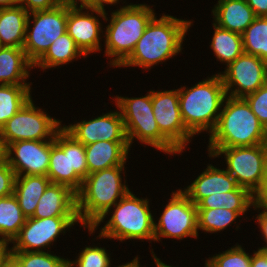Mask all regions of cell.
<instances>
[{
	"instance_id": "cell-1",
	"label": "cell",
	"mask_w": 267,
	"mask_h": 267,
	"mask_svg": "<svg viewBox=\"0 0 267 267\" xmlns=\"http://www.w3.org/2000/svg\"><path fill=\"white\" fill-rule=\"evenodd\" d=\"M155 15L138 40L131 55L119 66L150 70L182 52V44L192 21L162 14Z\"/></svg>"
},
{
	"instance_id": "cell-2",
	"label": "cell",
	"mask_w": 267,
	"mask_h": 267,
	"mask_svg": "<svg viewBox=\"0 0 267 267\" xmlns=\"http://www.w3.org/2000/svg\"><path fill=\"white\" fill-rule=\"evenodd\" d=\"M125 165L92 172L83 180L76 193V210L80 226L92 228L108 210L130 190L125 176Z\"/></svg>"
},
{
	"instance_id": "cell-3",
	"label": "cell",
	"mask_w": 267,
	"mask_h": 267,
	"mask_svg": "<svg viewBox=\"0 0 267 267\" xmlns=\"http://www.w3.org/2000/svg\"><path fill=\"white\" fill-rule=\"evenodd\" d=\"M208 148L244 147L267 144V130L244 98L226 96Z\"/></svg>"
},
{
	"instance_id": "cell-4",
	"label": "cell",
	"mask_w": 267,
	"mask_h": 267,
	"mask_svg": "<svg viewBox=\"0 0 267 267\" xmlns=\"http://www.w3.org/2000/svg\"><path fill=\"white\" fill-rule=\"evenodd\" d=\"M111 210L92 227L88 229L89 234L95 233L101 222L112 213L105 225L101 227L98 239H115L120 242L126 240H150L154 241V217L150 211L148 198H138L129 191L122 197ZM107 215V216H106Z\"/></svg>"
},
{
	"instance_id": "cell-5",
	"label": "cell",
	"mask_w": 267,
	"mask_h": 267,
	"mask_svg": "<svg viewBox=\"0 0 267 267\" xmlns=\"http://www.w3.org/2000/svg\"><path fill=\"white\" fill-rule=\"evenodd\" d=\"M179 108L185 127L195 136L214 130L227 96L219 73L188 88H178Z\"/></svg>"
},
{
	"instance_id": "cell-6",
	"label": "cell",
	"mask_w": 267,
	"mask_h": 267,
	"mask_svg": "<svg viewBox=\"0 0 267 267\" xmlns=\"http://www.w3.org/2000/svg\"><path fill=\"white\" fill-rule=\"evenodd\" d=\"M117 10V11H116ZM105 15L104 21H110L104 32L105 56L113 58L110 67H119L132 53L136 43L156 15L150 5L127 4Z\"/></svg>"
},
{
	"instance_id": "cell-7",
	"label": "cell",
	"mask_w": 267,
	"mask_h": 267,
	"mask_svg": "<svg viewBox=\"0 0 267 267\" xmlns=\"http://www.w3.org/2000/svg\"><path fill=\"white\" fill-rule=\"evenodd\" d=\"M124 121L128 143L131 147L135 139L165 154L182 153L160 132L152 108V90L142 97L114 98Z\"/></svg>"
},
{
	"instance_id": "cell-8",
	"label": "cell",
	"mask_w": 267,
	"mask_h": 267,
	"mask_svg": "<svg viewBox=\"0 0 267 267\" xmlns=\"http://www.w3.org/2000/svg\"><path fill=\"white\" fill-rule=\"evenodd\" d=\"M88 176L85 147L61 128L51 140L47 177L77 193Z\"/></svg>"
},
{
	"instance_id": "cell-9",
	"label": "cell",
	"mask_w": 267,
	"mask_h": 267,
	"mask_svg": "<svg viewBox=\"0 0 267 267\" xmlns=\"http://www.w3.org/2000/svg\"><path fill=\"white\" fill-rule=\"evenodd\" d=\"M211 158L224 155L225 170L236 180L239 187L247 189L260 199L265 177L267 144L244 147L207 148Z\"/></svg>"
},
{
	"instance_id": "cell-10",
	"label": "cell",
	"mask_w": 267,
	"mask_h": 267,
	"mask_svg": "<svg viewBox=\"0 0 267 267\" xmlns=\"http://www.w3.org/2000/svg\"><path fill=\"white\" fill-rule=\"evenodd\" d=\"M62 121L55 119L34 105L32 97L0 129L7 147L12 142L23 140H54L62 128Z\"/></svg>"
},
{
	"instance_id": "cell-11",
	"label": "cell",
	"mask_w": 267,
	"mask_h": 267,
	"mask_svg": "<svg viewBox=\"0 0 267 267\" xmlns=\"http://www.w3.org/2000/svg\"><path fill=\"white\" fill-rule=\"evenodd\" d=\"M31 19L33 21H31ZM31 24H33V26ZM66 27L67 4H63L51 10L29 13L26 24L25 43L23 46V50L28 59L35 64L49 49L50 45L58 37L66 33Z\"/></svg>"
},
{
	"instance_id": "cell-12",
	"label": "cell",
	"mask_w": 267,
	"mask_h": 267,
	"mask_svg": "<svg viewBox=\"0 0 267 267\" xmlns=\"http://www.w3.org/2000/svg\"><path fill=\"white\" fill-rule=\"evenodd\" d=\"M170 200L164 206L158 223L154 221V242L161 238H175L183 240L188 237L197 239L198 221L197 205L178 189L172 192Z\"/></svg>"
},
{
	"instance_id": "cell-13",
	"label": "cell",
	"mask_w": 267,
	"mask_h": 267,
	"mask_svg": "<svg viewBox=\"0 0 267 267\" xmlns=\"http://www.w3.org/2000/svg\"><path fill=\"white\" fill-rule=\"evenodd\" d=\"M78 223V217H28L11 242V251L45 252L46 248L50 249L57 242L59 235H65L67 230L70 231L69 228Z\"/></svg>"
},
{
	"instance_id": "cell-14",
	"label": "cell",
	"mask_w": 267,
	"mask_h": 267,
	"mask_svg": "<svg viewBox=\"0 0 267 267\" xmlns=\"http://www.w3.org/2000/svg\"><path fill=\"white\" fill-rule=\"evenodd\" d=\"M225 68L219 75L227 96L244 98L267 82V62L258 56L243 52Z\"/></svg>"
},
{
	"instance_id": "cell-15",
	"label": "cell",
	"mask_w": 267,
	"mask_h": 267,
	"mask_svg": "<svg viewBox=\"0 0 267 267\" xmlns=\"http://www.w3.org/2000/svg\"><path fill=\"white\" fill-rule=\"evenodd\" d=\"M152 108L160 132L183 153L194 135L182 120L178 89L152 90Z\"/></svg>"
},
{
	"instance_id": "cell-16",
	"label": "cell",
	"mask_w": 267,
	"mask_h": 267,
	"mask_svg": "<svg viewBox=\"0 0 267 267\" xmlns=\"http://www.w3.org/2000/svg\"><path fill=\"white\" fill-rule=\"evenodd\" d=\"M105 15L106 9L102 7L67 4L66 32L86 56L102 51L101 38L104 37L102 36L104 29L101 27L99 17L103 20Z\"/></svg>"
},
{
	"instance_id": "cell-17",
	"label": "cell",
	"mask_w": 267,
	"mask_h": 267,
	"mask_svg": "<svg viewBox=\"0 0 267 267\" xmlns=\"http://www.w3.org/2000/svg\"><path fill=\"white\" fill-rule=\"evenodd\" d=\"M51 140H23L6 147V161L16 176H47L50 163Z\"/></svg>"
},
{
	"instance_id": "cell-18",
	"label": "cell",
	"mask_w": 267,
	"mask_h": 267,
	"mask_svg": "<svg viewBox=\"0 0 267 267\" xmlns=\"http://www.w3.org/2000/svg\"><path fill=\"white\" fill-rule=\"evenodd\" d=\"M62 128L83 145L97 141H128L120 110L102 113L91 120H82Z\"/></svg>"
},
{
	"instance_id": "cell-19",
	"label": "cell",
	"mask_w": 267,
	"mask_h": 267,
	"mask_svg": "<svg viewBox=\"0 0 267 267\" xmlns=\"http://www.w3.org/2000/svg\"><path fill=\"white\" fill-rule=\"evenodd\" d=\"M206 167L182 190L195 205L209 195L234 191L238 187L236 180L224 168L220 169L209 163Z\"/></svg>"
},
{
	"instance_id": "cell-20",
	"label": "cell",
	"mask_w": 267,
	"mask_h": 267,
	"mask_svg": "<svg viewBox=\"0 0 267 267\" xmlns=\"http://www.w3.org/2000/svg\"><path fill=\"white\" fill-rule=\"evenodd\" d=\"M33 218L78 217L76 193L68 186L50 183L41 196Z\"/></svg>"
},
{
	"instance_id": "cell-21",
	"label": "cell",
	"mask_w": 267,
	"mask_h": 267,
	"mask_svg": "<svg viewBox=\"0 0 267 267\" xmlns=\"http://www.w3.org/2000/svg\"><path fill=\"white\" fill-rule=\"evenodd\" d=\"M84 147L88 174L125 165L131 150L128 141H97Z\"/></svg>"
},
{
	"instance_id": "cell-22",
	"label": "cell",
	"mask_w": 267,
	"mask_h": 267,
	"mask_svg": "<svg viewBox=\"0 0 267 267\" xmlns=\"http://www.w3.org/2000/svg\"><path fill=\"white\" fill-rule=\"evenodd\" d=\"M212 16L214 24L239 34L256 18L246 0H218L212 9Z\"/></svg>"
},
{
	"instance_id": "cell-23",
	"label": "cell",
	"mask_w": 267,
	"mask_h": 267,
	"mask_svg": "<svg viewBox=\"0 0 267 267\" xmlns=\"http://www.w3.org/2000/svg\"><path fill=\"white\" fill-rule=\"evenodd\" d=\"M33 68L23 48L0 46V84H32L26 80Z\"/></svg>"
},
{
	"instance_id": "cell-24",
	"label": "cell",
	"mask_w": 267,
	"mask_h": 267,
	"mask_svg": "<svg viewBox=\"0 0 267 267\" xmlns=\"http://www.w3.org/2000/svg\"><path fill=\"white\" fill-rule=\"evenodd\" d=\"M28 15L21 5L0 8V46L23 48Z\"/></svg>"
},
{
	"instance_id": "cell-25",
	"label": "cell",
	"mask_w": 267,
	"mask_h": 267,
	"mask_svg": "<svg viewBox=\"0 0 267 267\" xmlns=\"http://www.w3.org/2000/svg\"><path fill=\"white\" fill-rule=\"evenodd\" d=\"M50 183V179L43 175L16 176L13 194L27 218L35 213L38 202Z\"/></svg>"
},
{
	"instance_id": "cell-26",
	"label": "cell",
	"mask_w": 267,
	"mask_h": 267,
	"mask_svg": "<svg viewBox=\"0 0 267 267\" xmlns=\"http://www.w3.org/2000/svg\"><path fill=\"white\" fill-rule=\"evenodd\" d=\"M81 56L87 57L66 32L50 45L45 54L34 64V69L38 67L44 72L49 68L67 65Z\"/></svg>"
},
{
	"instance_id": "cell-27",
	"label": "cell",
	"mask_w": 267,
	"mask_h": 267,
	"mask_svg": "<svg viewBox=\"0 0 267 267\" xmlns=\"http://www.w3.org/2000/svg\"><path fill=\"white\" fill-rule=\"evenodd\" d=\"M255 199L247 189L238 186L234 191L212 194L203 198L197 204V209L225 208L243 216L249 208L253 207Z\"/></svg>"
},
{
	"instance_id": "cell-28",
	"label": "cell",
	"mask_w": 267,
	"mask_h": 267,
	"mask_svg": "<svg viewBox=\"0 0 267 267\" xmlns=\"http://www.w3.org/2000/svg\"><path fill=\"white\" fill-rule=\"evenodd\" d=\"M214 34L210 44L217 61L227 66L238 58L243 51L242 35L212 24Z\"/></svg>"
},
{
	"instance_id": "cell-29",
	"label": "cell",
	"mask_w": 267,
	"mask_h": 267,
	"mask_svg": "<svg viewBox=\"0 0 267 267\" xmlns=\"http://www.w3.org/2000/svg\"><path fill=\"white\" fill-rule=\"evenodd\" d=\"M26 219L14 194L0 198V241L11 243Z\"/></svg>"
},
{
	"instance_id": "cell-30",
	"label": "cell",
	"mask_w": 267,
	"mask_h": 267,
	"mask_svg": "<svg viewBox=\"0 0 267 267\" xmlns=\"http://www.w3.org/2000/svg\"><path fill=\"white\" fill-rule=\"evenodd\" d=\"M32 84H0V129L32 97Z\"/></svg>"
},
{
	"instance_id": "cell-31",
	"label": "cell",
	"mask_w": 267,
	"mask_h": 267,
	"mask_svg": "<svg viewBox=\"0 0 267 267\" xmlns=\"http://www.w3.org/2000/svg\"><path fill=\"white\" fill-rule=\"evenodd\" d=\"M241 35L244 53L267 62V17H256Z\"/></svg>"
},
{
	"instance_id": "cell-32",
	"label": "cell",
	"mask_w": 267,
	"mask_h": 267,
	"mask_svg": "<svg viewBox=\"0 0 267 267\" xmlns=\"http://www.w3.org/2000/svg\"><path fill=\"white\" fill-rule=\"evenodd\" d=\"M240 217L237 212L225 208L197 209L198 231L220 233Z\"/></svg>"
},
{
	"instance_id": "cell-33",
	"label": "cell",
	"mask_w": 267,
	"mask_h": 267,
	"mask_svg": "<svg viewBox=\"0 0 267 267\" xmlns=\"http://www.w3.org/2000/svg\"><path fill=\"white\" fill-rule=\"evenodd\" d=\"M47 252H27V251H11V258L20 267H65L68 258L51 254L50 250Z\"/></svg>"
},
{
	"instance_id": "cell-34",
	"label": "cell",
	"mask_w": 267,
	"mask_h": 267,
	"mask_svg": "<svg viewBox=\"0 0 267 267\" xmlns=\"http://www.w3.org/2000/svg\"><path fill=\"white\" fill-rule=\"evenodd\" d=\"M251 255L236 244L222 253L215 254L205 260V267H250Z\"/></svg>"
},
{
	"instance_id": "cell-35",
	"label": "cell",
	"mask_w": 267,
	"mask_h": 267,
	"mask_svg": "<svg viewBox=\"0 0 267 267\" xmlns=\"http://www.w3.org/2000/svg\"><path fill=\"white\" fill-rule=\"evenodd\" d=\"M79 253L74 261L68 259L70 267H111V254H108L105 247L86 245Z\"/></svg>"
},
{
	"instance_id": "cell-36",
	"label": "cell",
	"mask_w": 267,
	"mask_h": 267,
	"mask_svg": "<svg viewBox=\"0 0 267 267\" xmlns=\"http://www.w3.org/2000/svg\"><path fill=\"white\" fill-rule=\"evenodd\" d=\"M244 99L267 130V82L254 93L245 96Z\"/></svg>"
},
{
	"instance_id": "cell-37",
	"label": "cell",
	"mask_w": 267,
	"mask_h": 267,
	"mask_svg": "<svg viewBox=\"0 0 267 267\" xmlns=\"http://www.w3.org/2000/svg\"><path fill=\"white\" fill-rule=\"evenodd\" d=\"M16 174L6 160L0 162V198L10 196L14 192Z\"/></svg>"
},
{
	"instance_id": "cell-38",
	"label": "cell",
	"mask_w": 267,
	"mask_h": 267,
	"mask_svg": "<svg viewBox=\"0 0 267 267\" xmlns=\"http://www.w3.org/2000/svg\"><path fill=\"white\" fill-rule=\"evenodd\" d=\"M254 210L259 209V214L255 216V219L257 220L258 227L260 228L261 235L263 237V241L265 242V245L262 247H259L258 249H264L267 250V199H255ZM261 210V212H260Z\"/></svg>"
},
{
	"instance_id": "cell-39",
	"label": "cell",
	"mask_w": 267,
	"mask_h": 267,
	"mask_svg": "<svg viewBox=\"0 0 267 267\" xmlns=\"http://www.w3.org/2000/svg\"><path fill=\"white\" fill-rule=\"evenodd\" d=\"M65 4L64 0H21L20 5L28 12L51 10Z\"/></svg>"
},
{
	"instance_id": "cell-40",
	"label": "cell",
	"mask_w": 267,
	"mask_h": 267,
	"mask_svg": "<svg viewBox=\"0 0 267 267\" xmlns=\"http://www.w3.org/2000/svg\"><path fill=\"white\" fill-rule=\"evenodd\" d=\"M256 17H267V0H246Z\"/></svg>"
},
{
	"instance_id": "cell-41",
	"label": "cell",
	"mask_w": 267,
	"mask_h": 267,
	"mask_svg": "<svg viewBox=\"0 0 267 267\" xmlns=\"http://www.w3.org/2000/svg\"><path fill=\"white\" fill-rule=\"evenodd\" d=\"M251 255V265L250 267H267V262L265 259V250L258 249Z\"/></svg>"
},
{
	"instance_id": "cell-42",
	"label": "cell",
	"mask_w": 267,
	"mask_h": 267,
	"mask_svg": "<svg viewBox=\"0 0 267 267\" xmlns=\"http://www.w3.org/2000/svg\"><path fill=\"white\" fill-rule=\"evenodd\" d=\"M9 242L0 241V267H5L7 261L11 257V248Z\"/></svg>"
},
{
	"instance_id": "cell-43",
	"label": "cell",
	"mask_w": 267,
	"mask_h": 267,
	"mask_svg": "<svg viewBox=\"0 0 267 267\" xmlns=\"http://www.w3.org/2000/svg\"><path fill=\"white\" fill-rule=\"evenodd\" d=\"M121 2L123 0H120ZM119 0H89V7H102L104 8V6L106 5H117L120 2ZM106 4V5H105Z\"/></svg>"
},
{
	"instance_id": "cell-44",
	"label": "cell",
	"mask_w": 267,
	"mask_h": 267,
	"mask_svg": "<svg viewBox=\"0 0 267 267\" xmlns=\"http://www.w3.org/2000/svg\"><path fill=\"white\" fill-rule=\"evenodd\" d=\"M260 199H267V160L265 165V177L262 189L260 190Z\"/></svg>"
},
{
	"instance_id": "cell-45",
	"label": "cell",
	"mask_w": 267,
	"mask_h": 267,
	"mask_svg": "<svg viewBox=\"0 0 267 267\" xmlns=\"http://www.w3.org/2000/svg\"><path fill=\"white\" fill-rule=\"evenodd\" d=\"M20 2L21 0H0V8L19 6Z\"/></svg>"
},
{
	"instance_id": "cell-46",
	"label": "cell",
	"mask_w": 267,
	"mask_h": 267,
	"mask_svg": "<svg viewBox=\"0 0 267 267\" xmlns=\"http://www.w3.org/2000/svg\"><path fill=\"white\" fill-rule=\"evenodd\" d=\"M153 249L150 250L151 254H152V259H154V262L156 263V267H174L173 265H167L165 264L163 261H161L160 258H158L156 256V254L154 253V251H152ZM176 267V266H175ZM205 267V266H204Z\"/></svg>"
},
{
	"instance_id": "cell-47",
	"label": "cell",
	"mask_w": 267,
	"mask_h": 267,
	"mask_svg": "<svg viewBox=\"0 0 267 267\" xmlns=\"http://www.w3.org/2000/svg\"><path fill=\"white\" fill-rule=\"evenodd\" d=\"M139 259H140V257L137 256V257L133 258V260H131L130 262L119 265L117 267H142V266H140Z\"/></svg>"
},
{
	"instance_id": "cell-48",
	"label": "cell",
	"mask_w": 267,
	"mask_h": 267,
	"mask_svg": "<svg viewBox=\"0 0 267 267\" xmlns=\"http://www.w3.org/2000/svg\"><path fill=\"white\" fill-rule=\"evenodd\" d=\"M65 4L68 5H82V6H89V0H64Z\"/></svg>"
},
{
	"instance_id": "cell-49",
	"label": "cell",
	"mask_w": 267,
	"mask_h": 267,
	"mask_svg": "<svg viewBox=\"0 0 267 267\" xmlns=\"http://www.w3.org/2000/svg\"><path fill=\"white\" fill-rule=\"evenodd\" d=\"M6 160V147L0 133V162Z\"/></svg>"
},
{
	"instance_id": "cell-50",
	"label": "cell",
	"mask_w": 267,
	"mask_h": 267,
	"mask_svg": "<svg viewBox=\"0 0 267 267\" xmlns=\"http://www.w3.org/2000/svg\"><path fill=\"white\" fill-rule=\"evenodd\" d=\"M5 267H20V266L10 257Z\"/></svg>"
},
{
	"instance_id": "cell-51",
	"label": "cell",
	"mask_w": 267,
	"mask_h": 267,
	"mask_svg": "<svg viewBox=\"0 0 267 267\" xmlns=\"http://www.w3.org/2000/svg\"><path fill=\"white\" fill-rule=\"evenodd\" d=\"M265 259H266V262H267V250H265Z\"/></svg>"
}]
</instances>
